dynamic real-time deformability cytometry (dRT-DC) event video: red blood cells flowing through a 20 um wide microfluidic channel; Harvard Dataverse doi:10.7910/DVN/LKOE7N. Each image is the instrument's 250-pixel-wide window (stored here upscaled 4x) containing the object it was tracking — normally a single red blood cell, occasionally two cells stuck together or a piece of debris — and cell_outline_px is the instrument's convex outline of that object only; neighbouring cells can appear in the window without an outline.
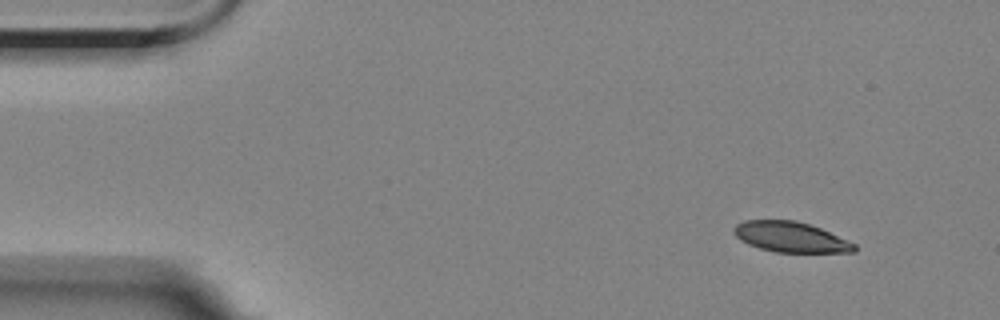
{"species": "Egyptian fruit bat (a non-hibernating species)", "species_latin": "Rousettus aegyptiacus", "temperature_condition": "room temperature", "stored_images_in_passage": 3, "camera_frame_rate_fps": 3000, "um_per_image_px": 0.085, "animal": {"sex": "female"}, "frame": {"image": 1, "passage_image": 1, "time_ms": 0.0, "image_size_px": [1000, 320], "cell_outline_px": [[856, 252], [776, 252], [760, 248], [748, 244], [740, 240], [732, 232], [732, 228], [736, 224], [744, 220], [796, 220], [820, 228], [856, 244]], "centroid_in_image_um": [67.17, 20.14], "position_along_channel_um": 17.8, "area_um2": 21.27}}